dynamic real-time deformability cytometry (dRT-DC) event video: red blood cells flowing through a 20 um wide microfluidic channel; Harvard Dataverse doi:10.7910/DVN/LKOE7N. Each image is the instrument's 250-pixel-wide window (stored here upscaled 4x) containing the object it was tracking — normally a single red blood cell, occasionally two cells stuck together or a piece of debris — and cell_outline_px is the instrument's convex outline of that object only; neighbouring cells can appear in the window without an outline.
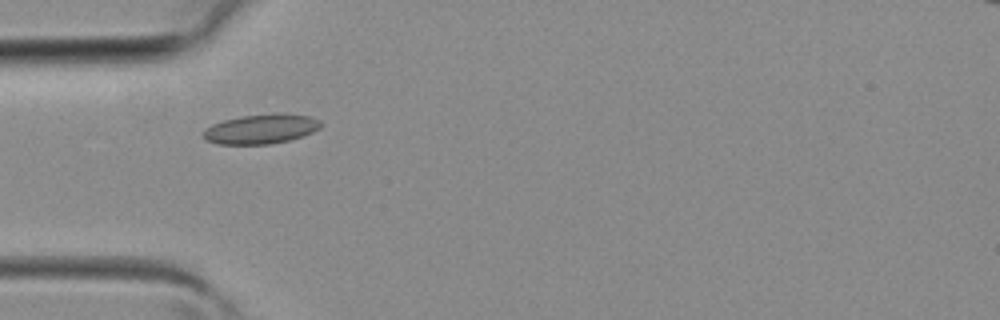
{"species": "common noctule bat (a hibernating species)", "species_latin": "Nyctalus noctula", "temperature_condition": "room temperature", "stored_images_in_passage": 25, "camera_frame_rate_fps": 3000, "um_per_image_px": 0.085, "animal": {"sex": "female", "body_mass_g": 19.3, "forearm_length_mm": 54.1}, "frame": {"image": 1, "passage_image": 1, "time_ms": 0.0, "image_size_px": [1000, 320], "cell_outline_px": [[324, 124], [320, 128], [304, 136], [272, 144], [216, 144], [208, 140], [204, 136], [204, 128], [212, 124], [224, 120], [240, 116], [276, 112], [284, 112], [308, 116], [320, 120]], "centroid_in_image_um": [22.23, 10.94], "position_along_channel_um": 62.8, "area_um2": 20.58}}
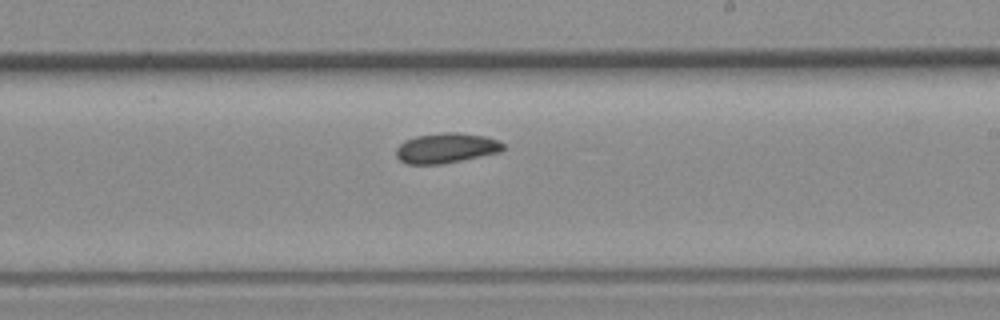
{"frame": {"image": 2, "passage_image": 12, "time_ms": 3.667, "image_size_px": [1000, 320], "cell_outline_px": [[504, 148], [500, 152], [440, 164], [408, 164], [400, 160], [396, 156], [396, 148], [404, 140], [416, 136], [444, 132], [456, 132], [484, 136], [500, 140], [504, 144]], "centroid_in_image_um": [37.92, 12.57], "position_along_channel_um": 251.1, "area_um2": 18.67}}
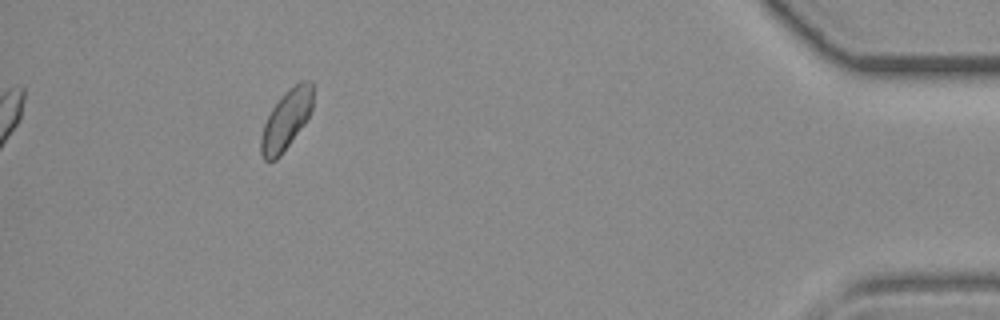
{"frame": {"image": 3, "passage_image": 25, "time_ms": 8.0, "image_size_px": [1000, 320], "cell_outline_px": [[312, 108], [304, 124], [280, 156], [276, 160], [264, 160], [260, 152], [260, 136], [264, 124], [272, 108], [284, 92], [300, 80], [312, 80]], "centroid_in_image_um": [24.31, 10.17], "position_along_channel_um": 410.9, "area_um2": 17.92}}